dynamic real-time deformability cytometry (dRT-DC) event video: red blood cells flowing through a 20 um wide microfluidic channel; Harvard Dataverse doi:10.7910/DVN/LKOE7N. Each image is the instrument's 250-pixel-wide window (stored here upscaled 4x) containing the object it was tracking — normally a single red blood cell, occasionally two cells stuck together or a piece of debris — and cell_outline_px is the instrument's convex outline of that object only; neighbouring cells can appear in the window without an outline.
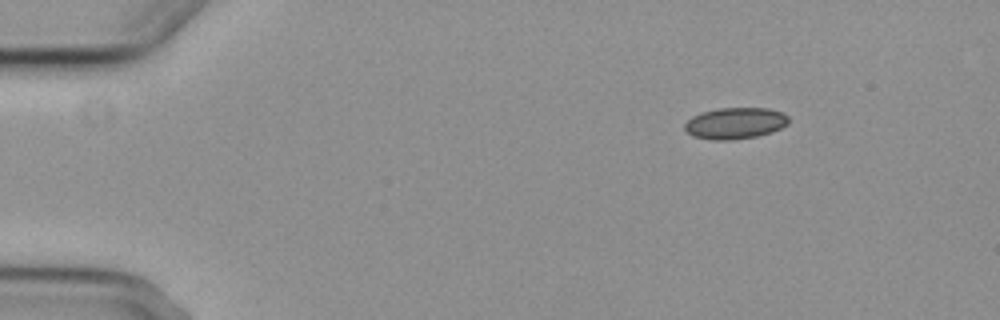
{"species": "common noctule bat (a hibernating species)", "species_latin": "Nyctalus noctula", "temperature_condition": "cold", "stored_images_in_passage": 4, "segment_of_instrument_passage": [2, 2], "camera_frame_rate_fps": 3000, "um_per_image_px": 0.085, "animal": {"sex": "female", "body_mass_g": 29.2, "forearm_length_mm": 56.3}, "frame": {"image": 1, "passage_image": 4, "time_ms": 3.667, "image_size_px": [1000, 320], "cell_outline_px": [[788, 124], [772, 132], [756, 136], [732, 140], [712, 140], [692, 136], [684, 128], [684, 124], [692, 116], [700, 112], [720, 108], [768, 108], [784, 112], [788, 116]], "centroid_in_image_um": [62.49, 10.47], "position_along_channel_um": 22.5, "area_um2": 19.13}}